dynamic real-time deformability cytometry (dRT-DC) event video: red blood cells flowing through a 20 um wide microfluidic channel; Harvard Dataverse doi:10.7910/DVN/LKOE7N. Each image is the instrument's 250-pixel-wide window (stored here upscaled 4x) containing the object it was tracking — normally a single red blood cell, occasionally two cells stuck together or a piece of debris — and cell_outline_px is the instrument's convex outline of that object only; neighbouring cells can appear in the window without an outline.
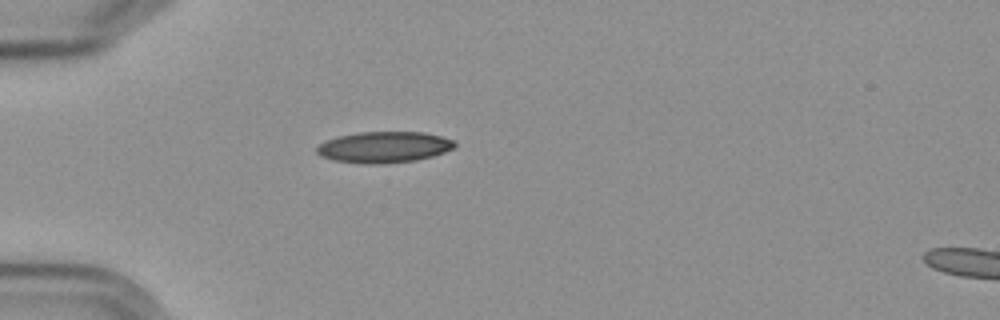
{"species": "Egyptian fruit bat (a non-hibernating species)", "species_latin": "Rousettus aegyptiacus", "temperature_condition": "cold", "stored_images_in_passage": 1, "camera_frame_rate_fps": 3000, "um_per_image_px": 0.085, "frame": {"image": 1, "passage_image": 1, "time_ms": 0.0, "image_size_px": [1000, 320], "cell_outline_px": [[456, 144], [452, 148], [444, 152], [432, 156], [416, 160], [380, 164], [368, 164], [332, 160], [320, 156], [316, 152], [316, 148], [320, 144], [328, 140], [340, 136], [360, 132], [424, 132], [456, 140]], "centroid_in_image_um": [32.65, 12.51], "position_along_channel_um": 52.4, "area_um2": 24.91}}